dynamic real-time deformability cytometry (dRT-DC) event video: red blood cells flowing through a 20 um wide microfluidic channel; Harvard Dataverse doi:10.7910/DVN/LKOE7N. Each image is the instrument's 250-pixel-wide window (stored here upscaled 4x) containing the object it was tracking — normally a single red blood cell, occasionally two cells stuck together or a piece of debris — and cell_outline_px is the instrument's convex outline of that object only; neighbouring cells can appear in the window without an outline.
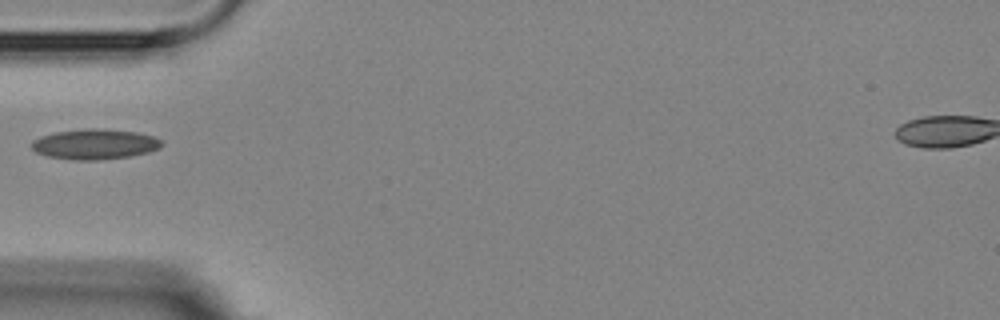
{"species": "Egyptian fruit bat (a non-hibernating species)", "species_latin": "Rousettus aegyptiacus", "temperature_condition": "room temperature", "stored_images_in_passage": 3, "camera_frame_rate_fps": 3000, "um_per_image_px": 0.085, "animal": {"sex": "female"}, "frame": {"image": 1, "passage_image": 2, "time_ms": 2.0, "image_size_px": [1000, 320], "cell_outline_px": [[164, 144], [160, 148], [148, 152], [128, 156], [96, 160], [72, 160], [48, 156], [36, 152], [32, 148], [32, 140], [40, 136], [56, 132], [84, 128], [104, 128], [136, 132], [152, 136], [160, 140]], "centroid_in_image_um": [8.04, 12.24], "position_along_channel_um": 77.0, "area_um2": 22.95}}
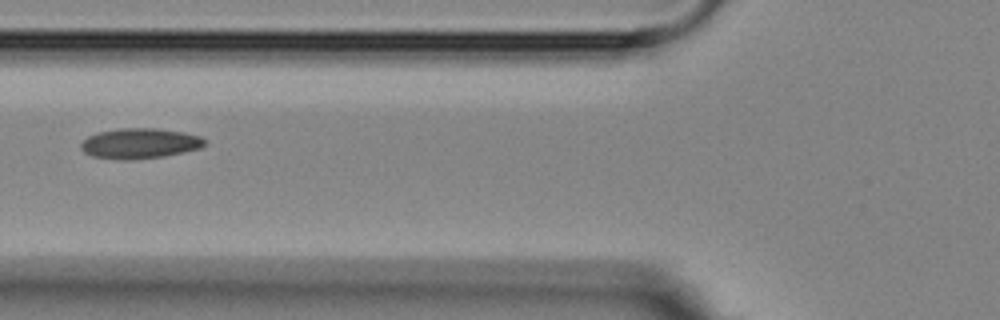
{"frame": {"image": 2, "passage_image": 3, "time_ms": 3.0, "image_size_px": [1000, 320], "cell_outline_px": [[208, 144], [200, 148], [164, 156], [132, 160], [116, 160], [92, 156], [84, 152], [80, 148], [80, 144], [88, 136], [96, 132], [120, 128], [156, 128], [184, 132], [200, 136], [208, 140]], "centroid_in_image_um": [11.88, 12.19], "position_along_channel_um": 113.9, "area_um2": 22.2}}